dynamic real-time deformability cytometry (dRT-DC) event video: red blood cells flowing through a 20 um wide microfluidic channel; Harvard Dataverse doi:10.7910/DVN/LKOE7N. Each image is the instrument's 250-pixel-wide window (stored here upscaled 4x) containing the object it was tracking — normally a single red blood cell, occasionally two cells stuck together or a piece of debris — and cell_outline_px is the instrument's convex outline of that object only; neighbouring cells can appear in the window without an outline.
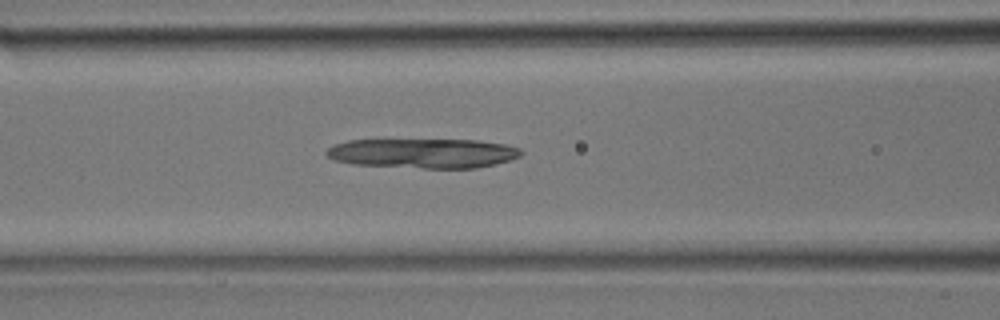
{"species": "common noctule bat (a hibernating species)", "species_latin": "Nyctalus noctula", "temperature_condition": "room temperature", "stored_images_in_passage": 23, "camera_frame_rate_fps": 3000, "um_per_image_px": 0.085, "animal": {"sex": "male", "body_mass_g": 17.9}, "frame": {"image": 1, "passage_image": 7, "time_ms": 2.0, "image_size_px": [1000, 320], "cell_outline_px": [[524, 152], [520, 156], [512, 160], [496, 164], [476, 168], [424, 168], [352, 164], [336, 160], [328, 156], [324, 152], [332, 144], [348, 140], [480, 140], [504, 144], [520, 148]], "centroid_in_image_um": [35.99, 13.02], "position_along_channel_um": 130.6, "area_um2": 33.76}}